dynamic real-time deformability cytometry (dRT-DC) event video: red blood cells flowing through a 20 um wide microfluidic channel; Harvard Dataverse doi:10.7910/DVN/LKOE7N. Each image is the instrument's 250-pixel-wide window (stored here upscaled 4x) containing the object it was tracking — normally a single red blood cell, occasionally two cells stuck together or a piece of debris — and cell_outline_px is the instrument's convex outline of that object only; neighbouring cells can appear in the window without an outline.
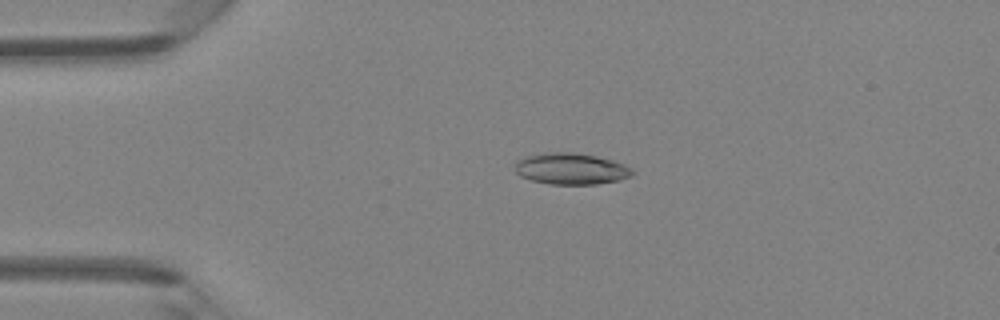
{"species": "Egyptian fruit bat (a non-hibernating species)", "species_latin": "Rousettus aegyptiacus", "temperature_condition": "room temperature", "stored_images_in_passage": 46, "camera_frame_rate_fps": 3000, "um_per_image_px": 0.085, "animal": {"sex": "female"}, "frame": {"image": 1, "passage_image": 10, "time_ms": 3.0, "image_size_px": [1000, 320], "cell_outline_px": [[636, 172], [632, 176], [620, 180], [596, 184], [552, 184], [532, 180], [520, 176], [516, 172], [516, 160], [524, 156], [544, 152], [572, 152], [596, 156], [612, 160], [624, 164], [632, 168]], "centroid_in_image_um": [48.56, 14.34], "position_along_channel_um": 36.4, "area_um2": 21.62}}
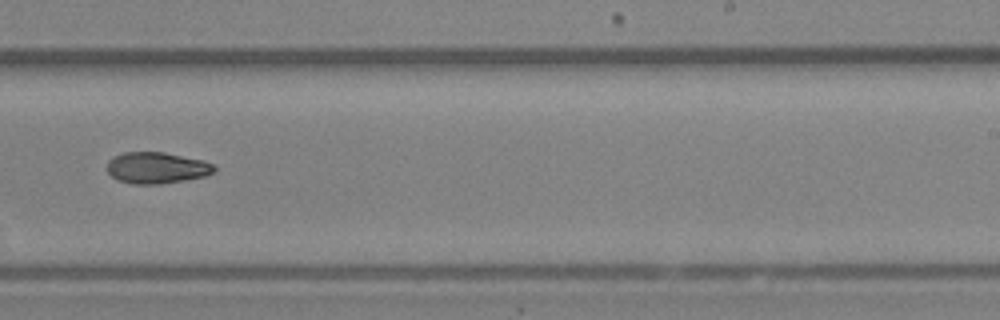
{"frame": {"image": 2, "passage_image": 29, "time_ms": 9.333, "image_size_px": [1000, 320], "cell_outline_px": [[216, 172], [204, 176], [184, 180], [160, 184], [132, 184], [116, 180], [108, 172], [108, 160], [112, 156], [124, 152], [164, 152], [204, 160], [212, 164], [216, 168]], "centroid_in_image_um": [13.31, 14.26], "position_along_channel_um": 275.7, "area_um2": 19.71}}
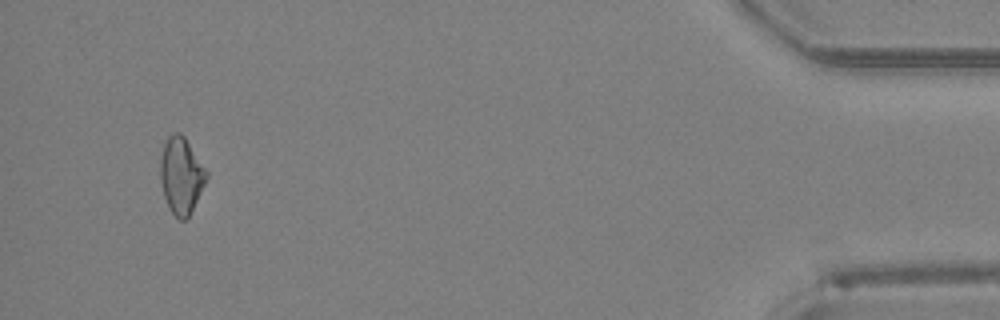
{"frame": {"image": 3, "passage_image": 44, "time_ms": 14.333, "image_size_px": [1000, 320], "cell_outline_px": [[208, 176], [188, 216], [184, 220], [180, 220], [172, 212], [164, 196], [160, 180], [160, 160], [164, 144], [168, 136], [172, 132], [180, 132], [184, 136], [208, 172]], "centroid_in_image_um": [15.39, 14.87], "position_along_channel_um": 419.8, "area_um2": 20.17}}